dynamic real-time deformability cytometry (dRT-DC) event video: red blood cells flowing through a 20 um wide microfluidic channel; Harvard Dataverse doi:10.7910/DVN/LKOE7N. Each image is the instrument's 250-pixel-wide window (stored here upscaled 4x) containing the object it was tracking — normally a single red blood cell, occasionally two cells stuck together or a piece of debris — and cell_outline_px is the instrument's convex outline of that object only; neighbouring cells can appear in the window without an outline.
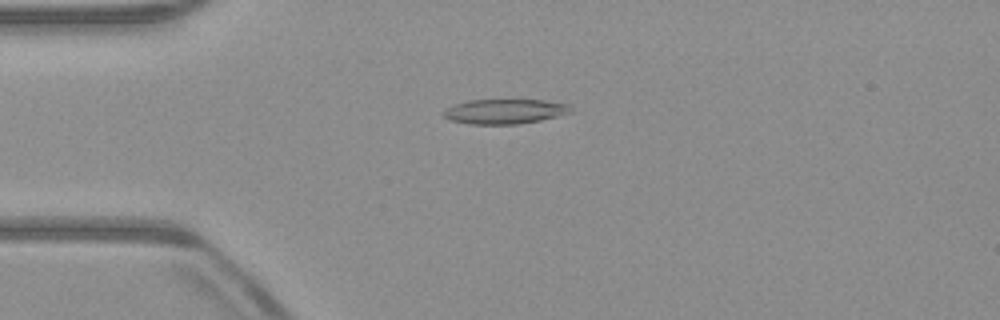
{"species": "common noctule bat (a hibernating species)", "species_latin": "Nyctalus noctula", "temperature_condition": "warm", "stored_images_in_passage": 52, "camera_frame_rate_fps": 3000, "um_per_image_px": 0.085, "animal": {"sex": "male", "body_mass_g": 23.1, "forearm_length_mm": 52.7}, "frame": {"image": 1, "passage_image": 13, "time_ms": 4.0, "image_size_px": [1000, 320], "cell_outline_px": [[572, 112], [540, 120], [516, 124], [468, 124], [448, 120], [444, 116], [444, 112], [448, 108], [456, 104], [468, 100], [544, 100], [568, 104]], "centroid_in_image_um": [42.89, 9.47], "position_along_channel_um": 42.1, "area_um2": 18.15}}
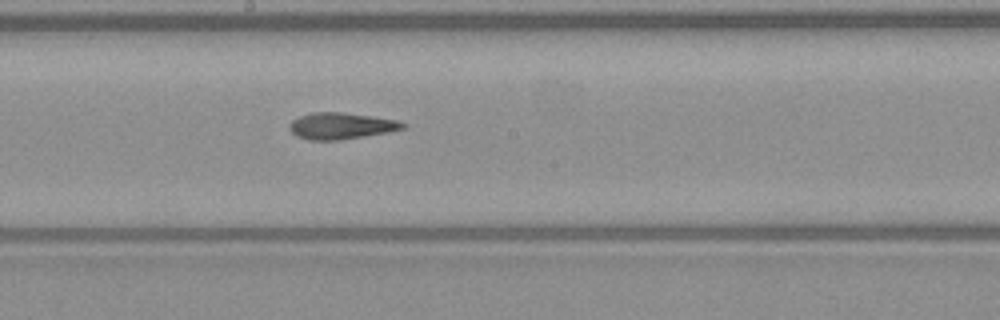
{"frame": {"image": 2, "passage_image": 28, "time_ms": 9.0, "image_size_px": [1000, 320], "cell_outline_px": [[408, 124], [404, 128], [388, 132], [340, 140], [308, 140], [296, 136], [288, 128], [288, 124], [292, 120], [300, 116], [312, 112], [340, 112], [400, 120]], "centroid_in_image_um": [28.98, 10.7], "position_along_channel_um": 219.2, "area_um2": 17.57}}
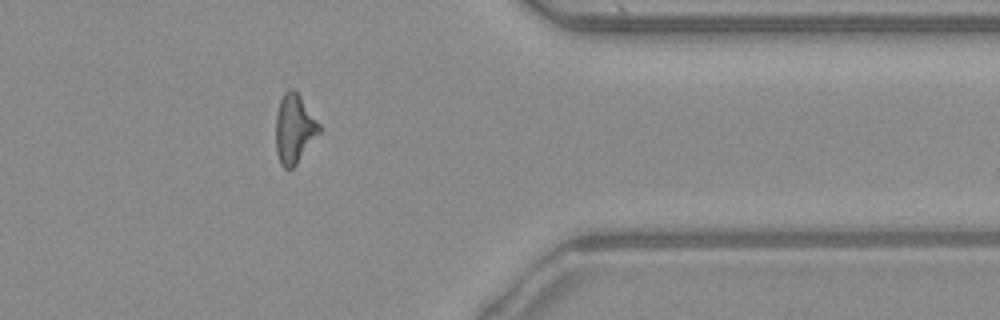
{"frame": {"image": 3, "passage_image": 42, "time_ms": 13.667, "image_size_px": [1000, 320], "cell_outline_px": [[320, 132], [296, 164], [292, 168], [284, 168], [280, 164], [276, 152], [276, 112], [280, 100], [284, 92], [288, 88], [292, 88], [300, 96], [320, 124]], "centroid_in_image_um": [24.99, 10.94], "position_along_channel_um": 386.4, "area_um2": 17.34}, "authors_computed_cell_mechanics": {"area_um2": 17.5712, "velocity_mm_per_s": 3.9741, "shape_relaxation_time_tau1_ms": 7.5899, "shape_relaxation_time_tau2_ms": 5.272, "deformation_change_tau1": 0.2446, "deformation_change_tau2": 0.1748}}